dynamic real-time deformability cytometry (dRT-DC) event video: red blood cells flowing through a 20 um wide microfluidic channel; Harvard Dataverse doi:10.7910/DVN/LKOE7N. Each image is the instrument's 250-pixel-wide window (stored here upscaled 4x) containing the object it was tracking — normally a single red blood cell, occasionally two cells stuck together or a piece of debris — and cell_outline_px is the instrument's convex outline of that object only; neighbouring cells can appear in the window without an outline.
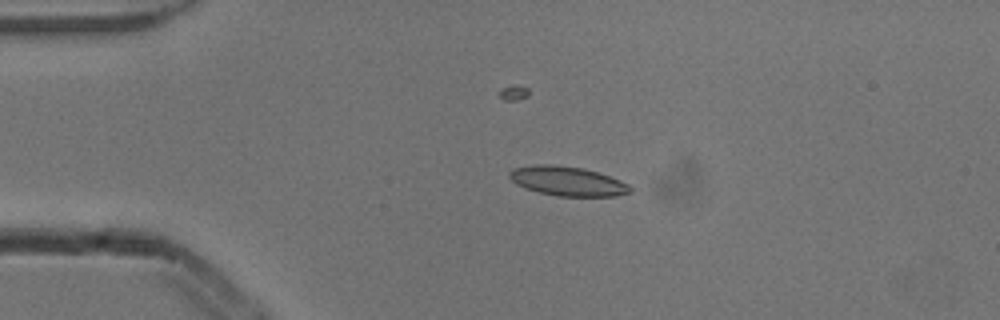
{"species": "common noctule bat (a hibernating species)", "species_latin": "Nyctalus noctula", "temperature_condition": "cold", "stored_images_in_passage": 2, "camera_frame_rate_fps": 3000, "um_per_image_px": 0.085, "animal": {"sex": "male", "body_mass_g": 13.3}, "frame": {"image": 1, "passage_image": 1, "time_ms": 0.0, "image_size_px": [1000, 320], "cell_outline_px": [[632, 192], [616, 196], [556, 196], [540, 192], [516, 184], [508, 176], [508, 172], [512, 168], [536, 164], [552, 164], [584, 168], [608, 176], [628, 184], [632, 188]], "centroid_in_image_um": [48.22, 15.39], "position_along_channel_um": 36.8, "area_um2": 20.58}}